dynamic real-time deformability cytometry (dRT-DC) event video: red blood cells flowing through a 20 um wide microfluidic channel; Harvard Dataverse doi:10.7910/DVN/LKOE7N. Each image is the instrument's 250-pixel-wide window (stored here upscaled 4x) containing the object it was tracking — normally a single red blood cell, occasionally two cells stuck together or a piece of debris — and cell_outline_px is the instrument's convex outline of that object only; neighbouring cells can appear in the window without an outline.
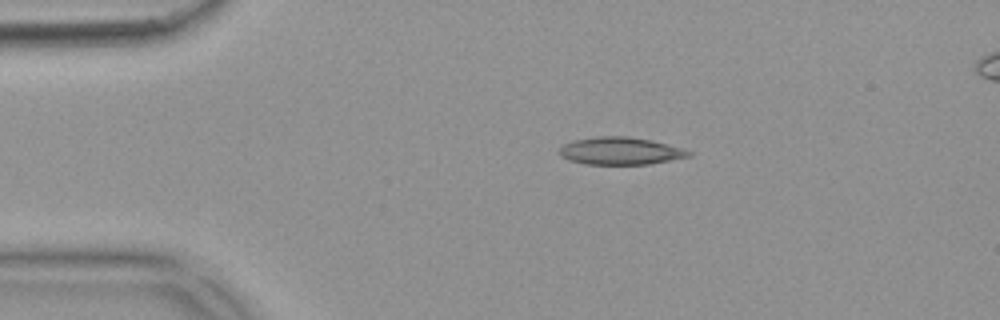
{"species": "common noctule bat (a hibernating species)", "species_latin": "Nyctalus noctula", "temperature_condition": "warm", "stored_images_in_passage": 43, "camera_frame_rate_fps": 3000, "um_per_image_px": 0.085, "animal": {"sex": "female", "body_mass_g": 18.4}, "frame": {"image": 1, "passage_image": 1, "time_ms": 0.0, "image_size_px": [1000, 320], "cell_outline_px": [[692, 156], [648, 164], [588, 164], [568, 160], [560, 156], [560, 148], [564, 144], [572, 140], [596, 136], [628, 136], [652, 140], [668, 144], [692, 152]], "centroid_in_image_um": [52.72, 12.82], "position_along_channel_um": 32.3, "area_um2": 20.69}}
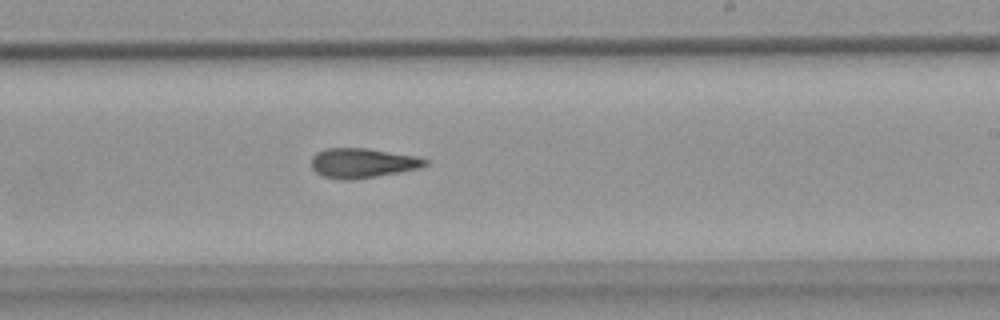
{"frame": {"image": 2, "passage_image": 22, "time_ms": 7.0, "image_size_px": [1000, 320], "cell_outline_px": [[428, 164], [420, 168], [400, 172], [352, 180], [340, 180], [324, 176], [316, 172], [312, 168], [312, 156], [316, 152], [324, 148], [368, 148], [420, 156], [428, 160]], "centroid_in_image_um": [30.84, 13.85], "position_along_channel_um": 258.2, "area_um2": 19.94}}
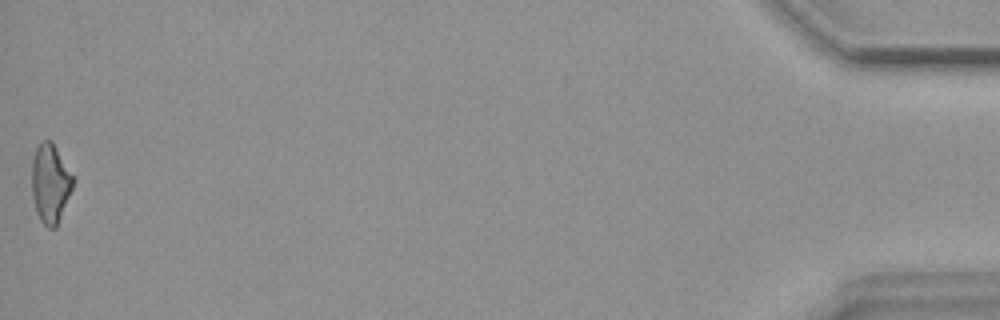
{"frame": {"image": 3, "passage_image": 43, "time_ms": 14.0, "image_size_px": [1000, 320], "cell_outline_px": [[76, 180], [56, 228], [48, 228], [40, 220], [36, 212], [32, 196], [32, 160], [36, 148], [40, 140], [52, 140], [76, 176]], "centroid_in_image_um": [4.31, 15.54], "position_along_channel_um": 430.9, "area_um2": 19.59}, "authors_computed_cell_mechanics": {"area_um2": 19.5364, "velocity_mm_per_s": 3.8734, "shape_relaxation_time_tau1_ms": null, "shape_relaxation_time_tau2_ms": 5.2573, "deformation_change_tau1": null, "deformation_change_tau2": 0.1628}}